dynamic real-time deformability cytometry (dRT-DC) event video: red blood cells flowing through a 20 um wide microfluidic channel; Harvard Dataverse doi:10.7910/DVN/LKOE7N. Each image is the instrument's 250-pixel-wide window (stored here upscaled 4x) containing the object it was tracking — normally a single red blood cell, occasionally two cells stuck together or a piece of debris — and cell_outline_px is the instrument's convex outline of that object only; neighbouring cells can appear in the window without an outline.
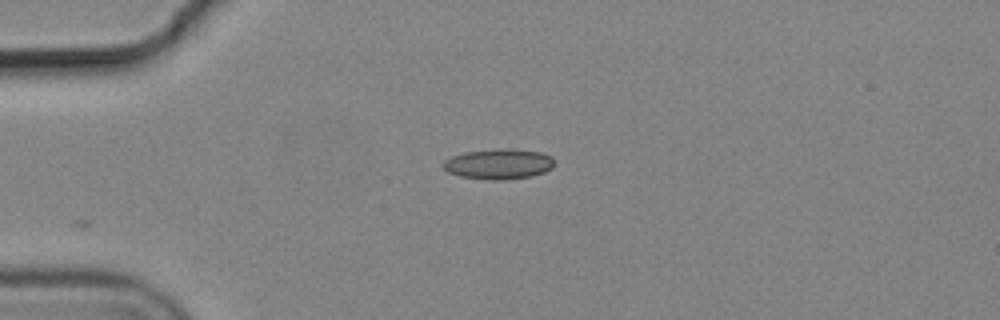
{"species": "common noctule bat (a hibernating species)", "species_latin": "Nyctalus noctula", "temperature_condition": "cold", "stored_images_in_passage": 4, "camera_frame_rate_fps": 3000, "um_per_image_px": 0.085, "animal": {"sex": "male", "body_mass_g": 19.2, "forearm_length_mm": 51.8}, "frame": {"image": 1, "passage_image": 4, "time_ms": 1.0, "image_size_px": [1000, 320], "cell_outline_px": [[552, 168], [544, 172], [532, 176], [504, 180], [488, 180], [460, 176], [448, 172], [440, 164], [444, 160], [452, 156], [464, 152], [508, 148], [540, 152], [552, 156]], "centroid_in_image_um": [42.36, 13.94], "position_along_channel_um": 42.6, "area_um2": 19.65}}